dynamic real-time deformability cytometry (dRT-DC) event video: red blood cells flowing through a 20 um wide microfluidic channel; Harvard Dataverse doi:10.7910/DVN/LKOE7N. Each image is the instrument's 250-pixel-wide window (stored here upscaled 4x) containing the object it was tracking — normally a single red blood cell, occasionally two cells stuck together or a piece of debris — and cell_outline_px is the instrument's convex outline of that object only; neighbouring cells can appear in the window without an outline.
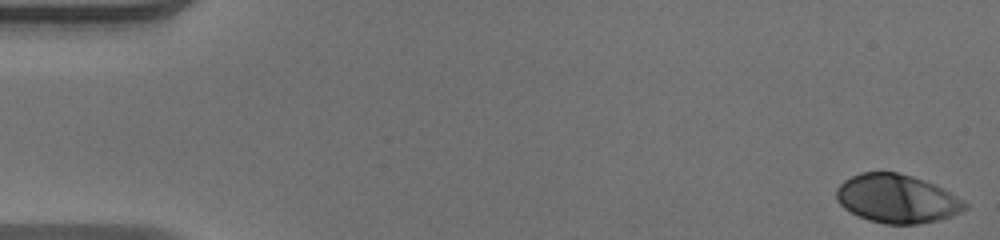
{"species": "human", "species_latin": "Homo sapiens", "temperature_condition": "warm", "stored_images_in_passage": 50, "camera_frame_rate_fps": 3000, "um_per_image_px": 0.085, "donor": {"sex": "male"}, "frame": {"image": 1, "passage_image": 1, "time_ms": 0.0, "image_size_px": [1000, 240], "cell_outline_px": [[968, 208], [952, 216], [936, 220], [916, 224], [884, 224], [868, 220], [844, 208], [836, 200], [836, 188], [844, 180], [860, 172], [896, 172], [912, 176], [936, 184], [964, 200], [968, 204]], "centroid_in_image_um": [76.25, 16.88], "position_along_channel_um": 8.8, "area_um2": 36.41}}
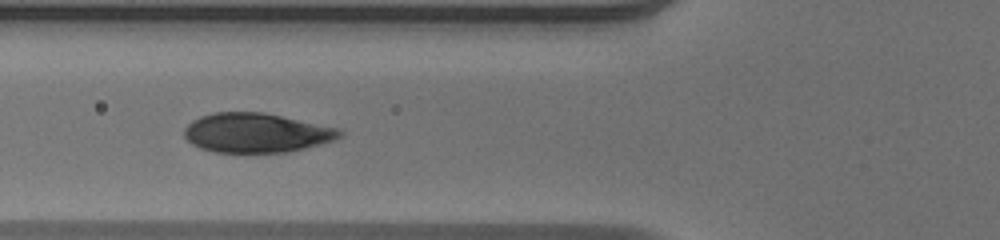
{"frame": {"image": 2, "passage_image": 19, "time_ms": 6.0, "image_size_px": [1000, 240], "cell_outline_px": [[344, 136], [336, 140], [288, 152], [216, 152], [200, 148], [192, 144], [184, 136], [184, 128], [192, 120], [200, 116], [216, 112], [264, 112], [340, 128], [344, 132]], "centroid_in_image_um": [21.82, 11.28], "position_along_channel_um": 104.0, "area_um2": 35.89}}
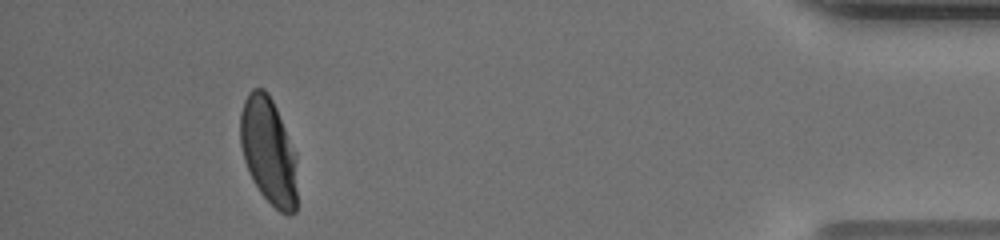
{"frame": {"image": 3, "passage_image": 46, "time_ms": 15.0, "image_size_px": [1000, 240], "cell_outline_px": [[296, 212], [288, 216], [280, 212], [260, 192], [252, 180], [244, 160], [240, 144], [240, 112], [244, 100], [248, 92], [252, 88], [264, 88], [268, 92], [276, 108], [296, 152]], "centroid_in_image_um": [22.82, 12.82], "position_along_channel_um": 412.4, "area_um2": 35.66}, "authors_computed_cell_mechanics": {"area_um2": 36.1539, "velocity_mm_per_s": 4.0946, "shape_relaxation_time_tau1_ms": 2.6767, "shape_relaxation_time_tau2_ms": null, "deformation_change_tau1": 0.1989, "deformation_change_tau2": null}}